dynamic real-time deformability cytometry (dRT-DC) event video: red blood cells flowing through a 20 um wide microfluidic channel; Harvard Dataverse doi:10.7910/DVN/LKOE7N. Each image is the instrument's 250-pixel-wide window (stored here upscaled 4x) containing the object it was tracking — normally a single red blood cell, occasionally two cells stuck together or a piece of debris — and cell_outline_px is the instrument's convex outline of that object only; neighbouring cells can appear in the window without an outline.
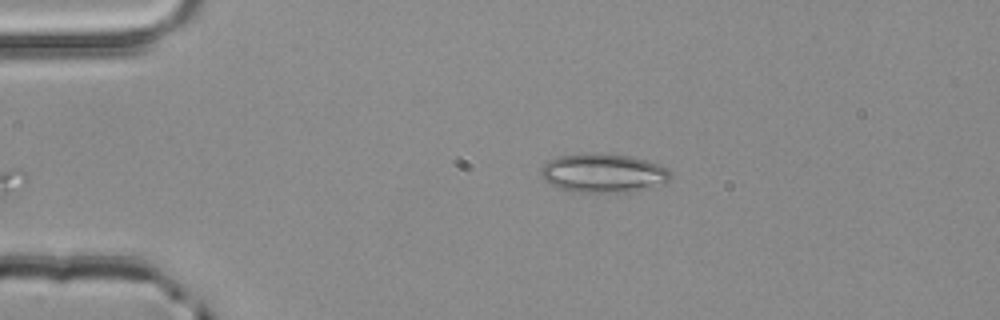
{"species": "common noctule bat (a hibernating species)", "species_latin": "Nyctalus noctula", "temperature_condition": "room temperature", "stored_images_in_passage": 4, "segment_of_instrument_passage": [2, 2], "camera_frame_rate_fps": 3000, "um_per_image_px": 0.085, "animal": {"sex": "male", "body_mass_g": 20.4}, "frame": {"image": 1, "passage_image": 4, "time_ms": 1.0, "image_size_px": [1000, 320], "cell_outline_px": [[672, 176], [664, 184], [632, 192], [572, 192], [560, 188], [544, 180], [540, 176], [540, 168], [548, 160], [556, 156], [596, 152], [632, 156], [660, 164], [668, 168], [672, 172]], "centroid_in_image_um": [51.3, 14.7], "position_along_channel_um": 33.7, "area_um2": 29.94}}